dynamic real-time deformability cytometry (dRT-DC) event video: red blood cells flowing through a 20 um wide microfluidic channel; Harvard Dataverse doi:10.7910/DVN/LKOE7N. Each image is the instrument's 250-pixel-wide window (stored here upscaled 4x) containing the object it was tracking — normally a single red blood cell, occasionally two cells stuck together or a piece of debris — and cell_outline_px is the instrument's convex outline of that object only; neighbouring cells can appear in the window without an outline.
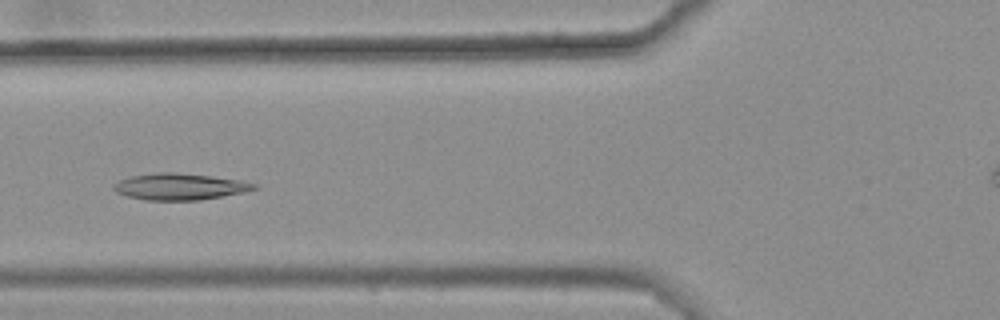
{"species": "common noctule bat (a hibernating species)", "species_latin": "Nyctalus noctula", "temperature_condition": "warm", "stored_images_in_passage": 36, "camera_frame_rate_fps": 3000, "um_per_image_px": 0.085, "animal": {"sex": "female", "body_mass_g": 25.1}, "frame": {"image": 1, "passage_image": 11, "time_ms": 3.333, "image_size_px": [1000, 320], "cell_outline_px": [[260, 188], [244, 192], [200, 200], [144, 200], [128, 196], [116, 192], [112, 188], [112, 184], [120, 180], [132, 176], [160, 172], [172, 172], [208, 176], [240, 180], [260, 184]], "centroid_in_image_um": [15.3, 15.87], "position_along_channel_um": 110.5, "area_um2": 21.62}}
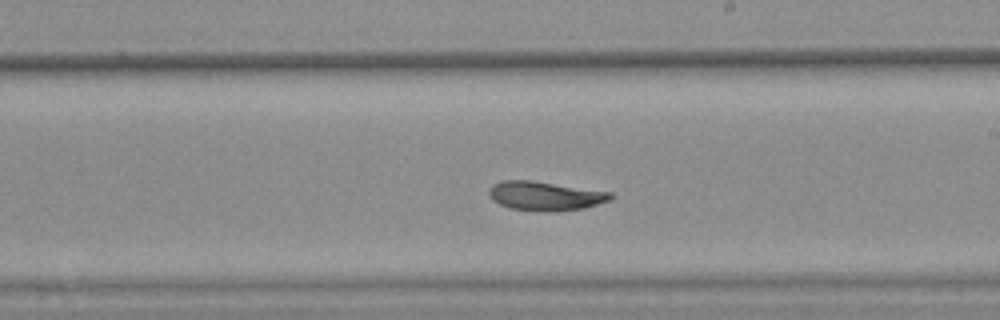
{"frame": {"image": 2, "passage_image": 22, "time_ms": 7.0, "image_size_px": [1000, 320], "cell_outline_px": [[616, 196], [612, 200], [584, 208], [552, 212], [548, 212], [508, 208], [492, 200], [488, 196], [488, 188], [492, 184], [504, 180], [532, 180], [612, 192]], "centroid_in_image_um": [46.35, 16.65], "position_along_channel_um": 242.7, "area_um2": 20.98}}
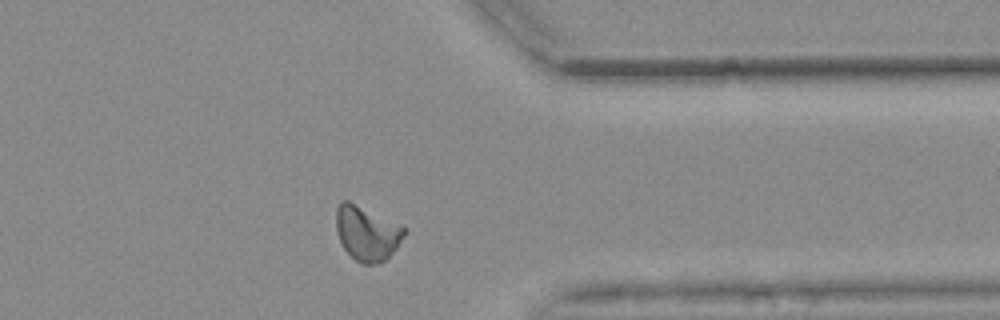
{"frame": {"image": 3, "passage_image": 34, "time_ms": 11.0, "image_size_px": [1000, 320], "cell_outline_px": [[404, 236], [396, 248], [384, 260], [376, 264], [364, 264], [356, 260], [344, 248], [340, 240], [336, 228], [336, 208], [344, 200], [348, 200], [404, 228]], "centroid_in_image_um": [31.15, 19.84], "position_along_channel_um": 380.3, "area_um2": 20.87}, "authors_computed_cell_mechanics": {"area_um2": 20.9236, "velocity_mm_per_s": 3.6236, "shape_relaxation_time_tau1_ms": null, "shape_relaxation_time_tau2_ms": 2.5963, "deformation_change_tau1": null, "deformation_change_tau2": 0.0644}}